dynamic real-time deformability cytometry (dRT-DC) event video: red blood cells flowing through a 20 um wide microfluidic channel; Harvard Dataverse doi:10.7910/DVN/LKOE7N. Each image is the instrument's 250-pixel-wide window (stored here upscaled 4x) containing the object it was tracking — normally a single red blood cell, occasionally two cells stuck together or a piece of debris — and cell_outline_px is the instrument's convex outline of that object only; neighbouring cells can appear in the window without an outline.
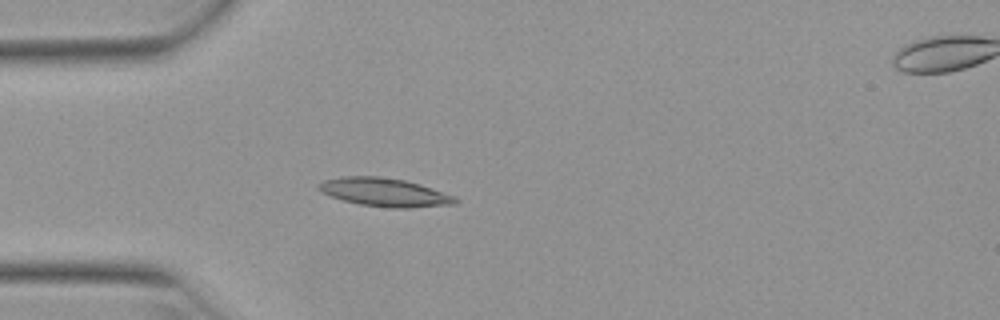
{"species": "Egyptian fruit bat (a non-hibernating species)", "species_latin": "Rousettus aegyptiacus", "temperature_condition": "warm", "stored_images_in_passage": 52, "camera_frame_rate_fps": 3000, "um_per_image_px": 0.085, "animal": {"sex": "female"}, "frame": {"image": 1, "passage_image": 15, "time_ms": 4.667, "image_size_px": [1000, 320], "cell_outline_px": [[460, 200], [456, 204], [408, 208], [392, 208], [360, 204], [344, 200], [332, 196], [316, 188], [316, 184], [324, 180], [340, 176], [380, 176], [404, 180], [420, 184], [456, 196]], "centroid_in_image_um": [32.72, 16.34], "position_along_channel_um": 52.3, "area_um2": 22.66}}
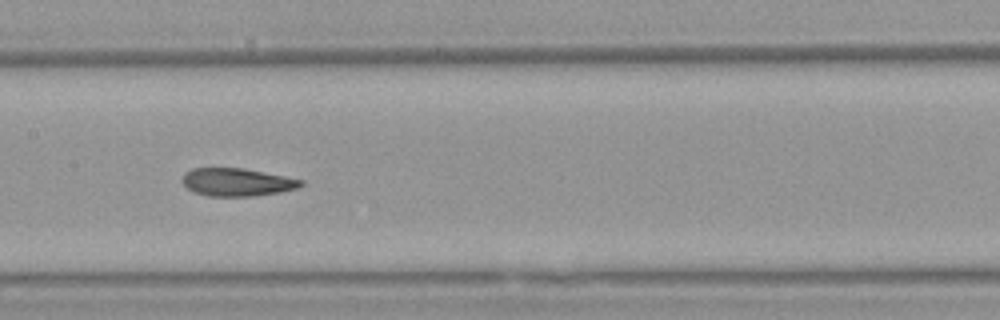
{"frame": {"image": 2, "passage_image": 26, "time_ms": 8.333, "image_size_px": [1000, 320], "cell_outline_px": [[304, 184], [296, 188], [280, 192], [256, 196], [208, 196], [192, 192], [180, 180], [184, 172], [192, 168], [244, 168], [304, 180]], "centroid_in_image_um": [20.11, 15.48], "position_along_channel_um": 187.3, "area_um2": 19.42}}
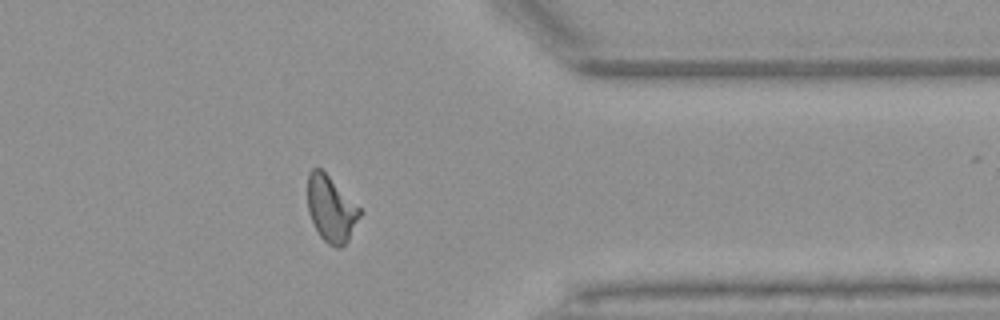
{"frame": {"image": 3, "passage_image": 42, "time_ms": 13.667, "image_size_px": [1000, 320], "cell_outline_px": [[364, 212], [348, 240], [340, 248], [336, 248], [328, 244], [320, 236], [308, 212], [308, 172], [312, 168], [320, 168]], "centroid_in_image_um": [28.16, 17.78], "position_along_channel_um": 383.2, "area_um2": 19.88}, "authors_computed_cell_mechanics": {"area_um2": 20.1144, "velocity_mm_per_s": 3.9207, "shape_relaxation_time_tau1_ms": 5.2224, "shape_relaxation_time_tau2_ms": 1.8981, "deformation_change_tau1": 0.1808, "deformation_change_tau2": 0.0969}}